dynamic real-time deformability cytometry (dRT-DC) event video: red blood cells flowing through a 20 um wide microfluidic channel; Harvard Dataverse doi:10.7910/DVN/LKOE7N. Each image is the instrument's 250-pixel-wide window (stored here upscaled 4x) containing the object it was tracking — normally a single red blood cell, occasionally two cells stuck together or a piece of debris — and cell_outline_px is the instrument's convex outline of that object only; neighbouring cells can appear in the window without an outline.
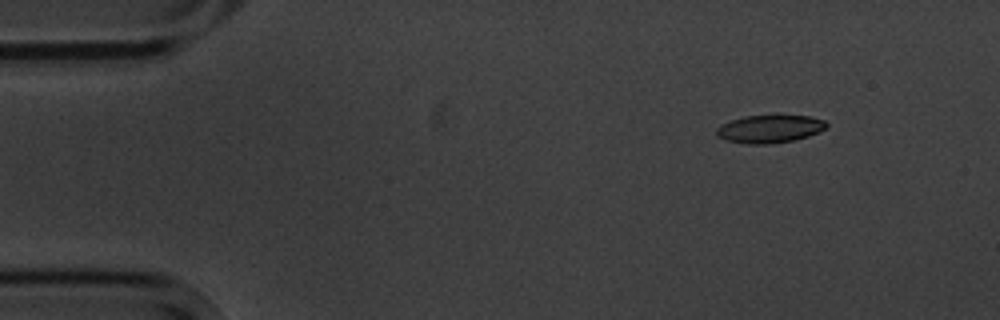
{"species": "common noctule bat (a hibernating species)", "species_latin": "Nyctalus noctula", "temperature_condition": "cold", "stored_images_in_passage": 5, "camera_frame_rate_fps": 3000, "um_per_image_px": 0.085, "animal": {"sex": "male", "body_mass_g": 20.1, "forearm_length_mm": 53.5}, "frame": {"image": 1, "passage_image": 2, "time_ms": 1.333, "image_size_px": [1000, 320], "cell_outline_px": [[828, 124], [820, 132], [808, 136], [792, 140], [768, 144], [748, 144], [724, 140], [716, 136], [716, 128], [720, 124], [744, 116], [776, 112], [812, 116], [824, 120]], "centroid_in_image_um": [65.42, 10.9], "position_along_channel_um": 19.6, "area_um2": 18.79}}
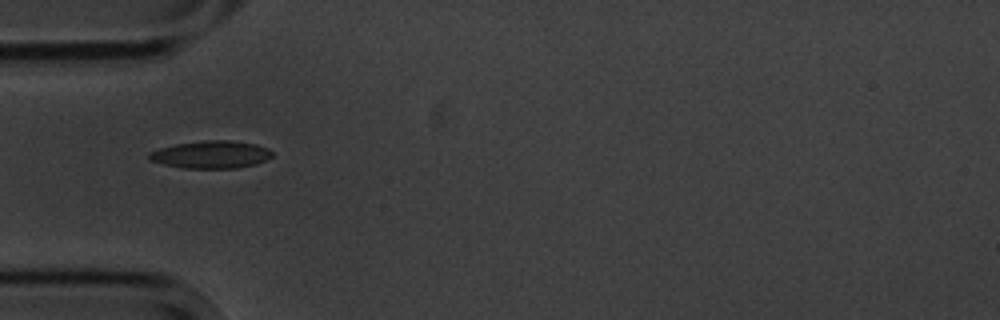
{"frame": {"image": 2, "passage_image": 5, "time_ms": 5.0, "image_size_px": [1000, 320], "cell_outline_px": [[272, 156], [256, 164], [236, 168], [184, 168], [164, 164], [148, 160], [148, 152], [160, 148], [176, 144], [204, 140], [228, 140], [256, 144], [268, 148], [272, 152]], "centroid_in_image_um": [17.92, 13.13], "position_along_channel_um": 67.1, "area_um2": 19.71}}